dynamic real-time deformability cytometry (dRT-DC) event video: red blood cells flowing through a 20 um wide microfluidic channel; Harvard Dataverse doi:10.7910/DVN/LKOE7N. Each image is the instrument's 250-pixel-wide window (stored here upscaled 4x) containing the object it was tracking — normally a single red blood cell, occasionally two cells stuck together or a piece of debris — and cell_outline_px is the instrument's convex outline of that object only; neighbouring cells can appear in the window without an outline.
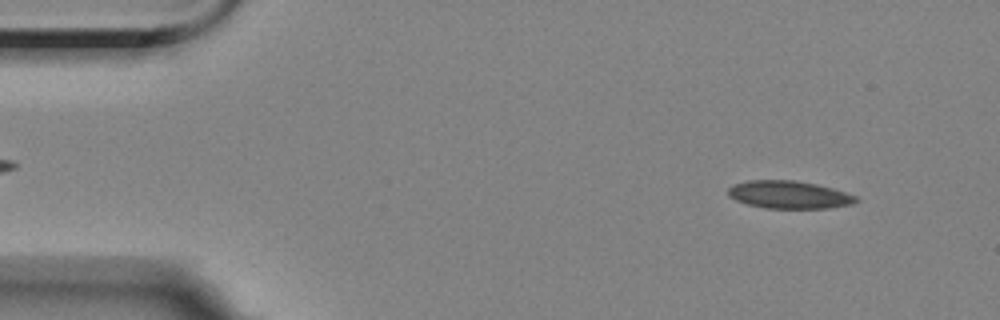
{"species": "Egyptian fruit bat (a non-hibernating species)", "species_latin": "Rousettus aegyptiacus", "temperature_condition": "room temperature", "stored_images_in_passage": 3, "camera_frame_rate_fps": 3000, "um_per_image_px": 0.085, "animal": {"sex": "female"}, "frame": {"image": 1, "passage_image": 1, "time_ms": 0.0, "image_size_px": [1000, 320], "cell_outline_px": [[860, 200], [852, 204], [828, 208], [764, 208], [748, 204], [736, 200], [728, 196], [728, 188], [732, 184], [748, 180], [796, 180], [816, 184], [832, 188], [856, 196]], "centroid_in_image_um": [67.05, 16.54], "position_along_channel_um": 18.0, "area_um2": 20.69}}
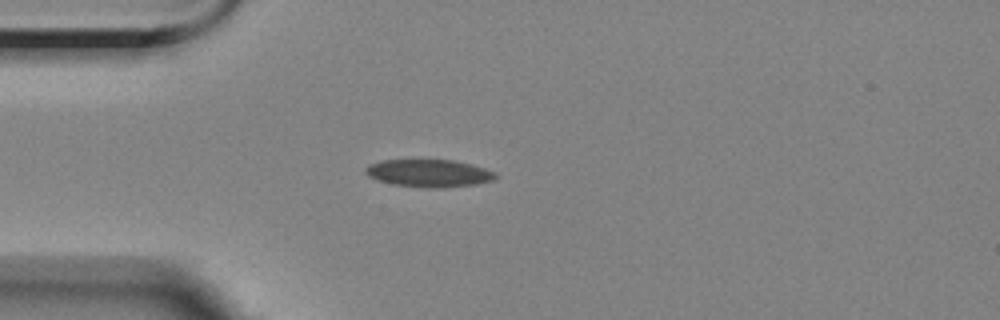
{"frame": {"image": 2, "passage_image": 3, "time_ms": 3.0, "image_size_px": [1000, 320], "cell_outline_px": [[500, 176], [496, 180], [476, 184], [440, 188], [424, 188], [392, 184], [368, 176], [364, 172], [364, 168], [368, 164], [380, 160], [452, 160], [472, 164], [496, 172]], "centroid_in_image_um": [36.49, 14.72], "position_along_channel_um": 48.5, "area_um2": 21.15}}